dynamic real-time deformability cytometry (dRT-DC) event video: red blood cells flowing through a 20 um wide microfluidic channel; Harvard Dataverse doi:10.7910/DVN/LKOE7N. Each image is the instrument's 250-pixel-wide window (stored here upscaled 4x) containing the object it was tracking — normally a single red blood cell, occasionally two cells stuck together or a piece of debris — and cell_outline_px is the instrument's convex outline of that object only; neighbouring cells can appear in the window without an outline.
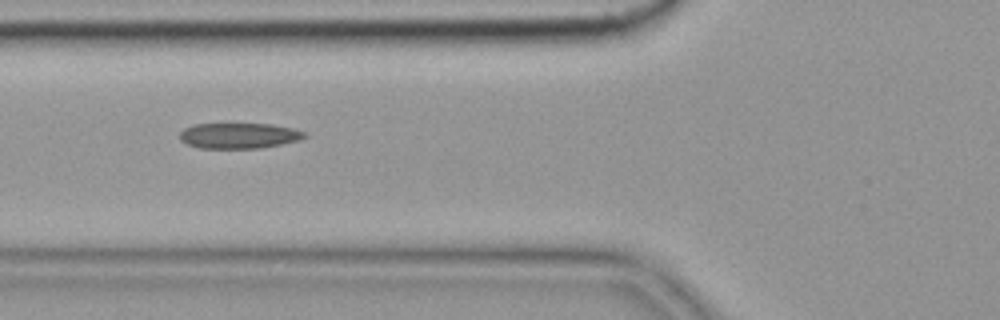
{"species": "common noctule bat (a hibernating species)", "species_latin": "Nyctalus noctula", "temperature_condition": "cold", "stored_images_in_passage": 7, "camera_frame_rate_fps": 3000, "um_per_image_px": 0.085, "animal": {"sex": "female", "body_mass_g": 19.9}, "frame": {"image": 1, "passage_image": 5, "time_ms": 1.333, "image_size_px": [1000, 320], "cell_outline_px": [[308, 136], [300, 140], [260, 148], [200, 148], [188, 144], [180, 140], [180, 132], [184, 128], [192, 124], [272, 124], [292, 128], [308, 132]], "centroid_in_image_um": [20.34, 11.52], "position_along_channel_um": 105.5, "area_um2": 18.67}}